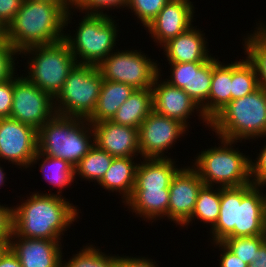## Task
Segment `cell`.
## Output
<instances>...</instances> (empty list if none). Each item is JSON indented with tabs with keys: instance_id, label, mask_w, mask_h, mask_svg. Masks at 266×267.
<instances>
[{
	"instance_id": "cell-1",
	"label": "cell",
	"mask_w": 266,
	"mask_h": 267,
	"mask_svg": "<svg viewBox=\"0 0 266 267\" xmlns=\"http://www.w3.org/2000/svg\"><path fill=\"white\" fill-rule=\"evenodd\" d=\"M262 188L253 183L220 187V213L209 232L213 243L227 237L266 235V193Z\"/></svg>"
},
{
	"instance_id": "cell-2",
	"label": "cell",
	"mask_w": 266,
	"mask_h": 267,
	"mask_svg": "<svg viewBox=\"0 0 266 267\" xmlns=\"http://www.w3.org/2000/svg\"><path fill=\"white\" fill-rule=\"evenodd\" d=\"M71 2L23 0L15 18L5 29V39L19 53L31 46L64 40V28L71 23ZM67 26V27H65Z\"/></svg>"
},
{
	"instance_id": "cell-3",
	"label": "cell",
	"mask_w": 266,
	"mask_h": 267,
	"mask_svg": "<svg viewBox=\"0 0 266 267\" xmlns=\"http://www.w3.org/2000/svg\"><path fill=\"white\" fill-rule=\"evenodd\" d=\"M66 200L51 192H33L12 207V231L25 238L61 241L67 228L80 218L78 207Z\"/></svg>"
},
{
	"instance_id": "cell-4",
	"label": "cell",
	"mask_w": 266,
	"mask_h": 267,
	"mask_svg": "<svg viewBox=\"0 0 266 267\" xmlns=\"http://www.w3.org/2000/svg\"><path fill=\"white\" fill-rule=\"evenodd\" d=\"M209 127L218 138L236 142L266 137V90L259 86L231 100L209 121Z\"/></svg>"
},
{
	"instance_id": "cell-5",
	"label": "cell",
	"mask_w": 266,
	"mask_h": 267,
	"mask_svg": "<svg viewBox=\"0 0 266 267\" xmlns=\"http://www.w3.org/2000/svg\"><path fill=\"white\" fill-rule=\"evenodd\" d=\"M93 145L92 124L87 119L55 114L38 130V151L73 167Z\"/></svg>"
},
{
	"instance_id": "cell-6",
	"label": "cell",
	"mask_w": 266,
	"mask_h": 267,
	"mask_svg": "<svg viewBox=\"0 0 266 267\" xmlns=\"http://www.w3.org/2000/svg\"><path fill=\"white\" fill-rule=\"evenodd\" d=\"M221 145L199 152L192 167L197 171L204 185L218 187H239L250 184L251 157L233 148L237 144L223 138ZM201 153V154H200ZM244 154V155H243ZM218 184V185H217Z\"/></svg>"
},
{
	"instance_id": "cell-7",
	"label": "cell",
	"mask_w": 266,
	"mask_h": 267,
	"mask_svg": "<svg viewBox=\"0 0 266 267\" xmlns=\"http://www.w3.org/2000/svg\"><path fill=\"white\" fill-rule=\"evenodd\" d=\"M83 18V19H82ZM73 36L65 33L64 41L78 64L98 65L116 46L120 31L108 14L85 13ZM116 23V24H115Z\"/></svg>"
},
{
	"instance_id": "cell-8",
	"label": "cell",
	"mask_w": 266,
	"mask_h": 267,
	"mask_svg": "<svg viewBox=\"0 0 266 267\" xmlns=\"http://www.w3.org/2000/svg\"><path fill=\"white\" fill-rule=\"evenodd\" d=\"M23 54L25 57L29 55L30 59L27 60L29 70L25 77L53 98L62 90L70 71L77 64L64 40L28 47L19 53L22 58Z\"/></svg>"
},
{
	"instance_id": "cell-9",
	"label": "cell",
	"mask_w": 266,
	"mask_h": 267,
	"mask_svg": "<svg viewBox=\"0 0 266 267\" xmlns=\"http://www.w3.org/2000/svg\"><path fill=\"white\" fill-rule=\"evenodd\" d=\"M102 82L96 65L77 63L54 98L56 114L88 119L96 108Z\"/></svg>"
},
{
	"instance_id": "cell-10",
	"label": "cell",
	"mask_w": 266,
	"mask_h": 267,
	"mask_svg": "<svg viewBox=\"0 0 266 267\" xmlns=\"http://www.w3.org/2000/svg\"><path fill=\"white\" fill-rule=\"evenodd\" d=\"M141 50H118L103 59L97 68L104 80L121 82L135 89L152 88L160 67Z\"/></svg>"
},
{
	"instance_id": "cell-11",
	"label": "cell",
	"mask_w": 266,
	"mask_h": 267,
	"mask_svg": "<svg viewBox=\"0 0 266 267\" xmlns=\"http://www.w3.org/2000/svg\"><path fill=\"white\" fill-rule=\"evenodd\" d=\"M55 114L54 98L50 94L23 74L20 77L15 75L11 118L39 130Z\"/></svg>"
},
{
	"instance_id": "cell-12",
	"label": "cell",
	"mask_w": 266,
	"mask_h": 267,
	"mask_svg": "<svg viewBox=\"0 0 266 267\" xmlns=\"http://www.w3.org/2000/svg\"><path fill=\"white\" fill-rule=\"evenodd\" d=\"M188 128L180 121L152 111L138 128L141 158H168V151ZM165 155V156H164Z\"/></svg>"
},
{
	"instance_id": "cell-13",
	"label": "cell",
	"mask_w": 266,
	"mask_h": 267,
	"mask_svg": "<svg viewBox=\"0 0 266 267\" xmlns=\"http://www.w3.org/2000/svg\"><path fill=\"white\" fill-rule=\"evenodd\" d=\"M38 152V130L11 117L0 118V161L30 167Z\"/></svg>"
},
{
	"instance_id": "cell-14",
	"label": "cell",
	"mask_w": 266,
	"mask_h": 267,
	"mask_svg": "<svg viewBox=\"0 0 266 267\" xmlns=\"http://www.w3.org/2000/svg\"><path fill=\"white\" fill-rule=\"evenodd\" d=\"M160 71L162 70H159V74L156 76L151 88L153 93V111L180 121L188 129L189 122L187 121L197 111L199 113L197 116L209 128V121L204 117L198 104L183 89L169 84L164 79L163 81L159 80L162 79V77L160 78L162 76Z\"/></svg>"
},
{
	"instance_id": "cell-15",
	"label": "cell",
	"mask_w": 266,
	"mask_h": 267,
	"mask_svg": "<svg viewBox=\"0 0 266 267\" xmlns=\"http://www.w3.org/2000/svg\"><path fill=\"white\" fill-rule=\"evenodd\" d=\"M204 185L191 166L181 167L169 187L168 220L182 226L192 215L198 192Z\"/></svg>"
},
{
	"instance_id": "cell-16",
	"label": "cell",
	"mask_w": 266,
	"mask_h": 267,
	"mask_svg": "<svg viewBox=\"0 0 266 267\" xmlns=\"http://www.w3.org/2000/svg\"><path fill=\"white\" fill-rule=\"evenodd\" d=\"M190 0H170L147 25L153 41L162 46L192 27L194 6Z\"/></svg>"
},
{
	"instance_id": "cell-17",
	"label": "cell",
	"mask_w": 266,
	"mask_h": 267,
	"mask_svg": "<svg viewBox=\"0 0 266 267\" xmlns=\"http://www.w3.org/2000/svg\"><path fill=\"white\" fill-rule=\"evenodd\" d=\"M7 246L22 267H62L63 248L59 240L25 238L12 231Z\"/></svg>"
},
{
	"instance_id": "cell-18",
	"label": "cell",
	"mask_w": 266,
	"mask_h": 267,
	"mask_svg": "<svg viewBox=\"0 0 266 267\" xmlns=\"http://www.w3.org/2000/svg\"><path fill=\"white\" fill-rule=\"evenodd\" d=\"M169 84L183 89L201 107L209 97L212 80V58L206 62L169 63Z\"/></svg>"
},
{
	"instance_id": "cell-19",
	"label": "cell",
	"mask_w": 266,
	"mask_h": 267,
	"mask_svg": "<svg viewBox=\"0 0 266 267\" xmlns=\"http://www.w3.org/2000/svg\"><path fill=\"white\" fill-rule=\"evenodd\" d=\"M92 129L94 144L114 158L141 156L137 128L104 120L93 123Z\"/></svg>"
},
{
	"instance_id": "cell-20",
	"label": "cell",
	"mask_w": 266,
	"mask_h": 267,
	"mask_svg": "<svg viewBox=\"0 0 266 267\" xmlns=\"http://www.w3.org/2000/svg\"><path fill=\"white\" fill-rule=\"evenodd\" d=\"M201 29L190 27L186 32L179 34L162 45L168 63L206 62L213 56L209 54L206 45L208 42ZM206 39V40H205Z\"/></svg>"
},
{
	"instance_id": "cell-21",
	"label": "cell",
	"mask_w": 266,
	"mask_h": 267,
	"mask_svg": "<svg viewBox=\"0 0 266 267\" xmlns=\"http://www.w3.org/2000/svg\"><path fill=\"white\" fill-rule=\"evenodd\" d=\"M212 57V80L208 100L200 107L204 117L210 121L231 101L232 62L225 64Z\"/></svg>"
},
{
	"instance_id": "cell-22",
	"label": "cell",
	"mask_w": 266,
	"mask_h": 267,
	"mask_svg": "<svg viewBox=\"0 0 266 267\" xmlns=\"http://www.w3.org/2000/svg\"><path fill=\"white\" fill-rule=\"evenodd\" d=\"M138 163L134 189H169L172 178L180 169L169 158H143Z\"/></svg>"
},
{
	"instance_id": "cell-23",
	"label": "cell",
	"mask_w": 266,
	"mask_h": 267,
	"mask_svg": "<svg viewBox=\"0 0 266 267\" xmlns=\"http://www.w3.org/2000/svg\"><path fill=\"white\" fill-rule=\"evenodd\" d=\"M124 204L144 221L168 219L169 189H133Z\"/></svg>"
},
{
	"instance_id": "cell-24",
	"label": "cell",
	"mask_w": 266,
	"mask_h": 267,
	"mask_svg": "<svg viewBox=\"0 0 266 267\" xmlns=\"http://www.w3.org/2000/svg\"><path fill=\"white\" fill-rule=\"evenodd\" d=\"M133 160L132 157L113 158L111 166L98 183L108 192H119L123 203L131 197L135 186L138 163Z\"/></svg>"
},
{
	"instance_id": "cell-25",
	"label": "cell",
	"mask_w": 266,
	"mask_h": 267,
	"mask_svg": "<svg viewBox=\"0 0 266 267\" xmlns=\"http://www.w3.org/2000/svg\"><path fill=\"white\" fill-rule=\"evenodd\" d=\"M134 90L131 85L103 79L96 108L87 120L91 124L111 120Z\"/></svg>"
},
{
	"instance_id": "cell-26",
	"label": "cell",
	"mask_w": 266,
	"mask_h": 267,
	"mask_svg": "<svg viewBox=\"0 0 266 267\" xmlns=\"http://www.w3.org/2000/svg\"><path fill=\"white\" fill-rule=\"evenodd\" d=\"M152 111V89H135L131 96L119 107L111 121L138 129Z\"/></svg>"
},
{
	"instance_id": "cell-27",
	"label": "cell",
	"mask_w": 266,
	"mask_h": 267,
	"mask_svg": "<svg viewBox=\"0 0 266 267\" xmlns=\"http://www.w3.org/2000/svg\"><path fill=\"white\" fill-rule=\"evenodd\" d=\"M40 160L39 166L43 175L42 177L45 181L49 182V185L52 184L53 187L58 188L56 195L63 196V189L68 187V185H72L71 183L75 180L74 167L64 159L46 156L38 151L32 159L30 168Z\"/></svg>"
},
{
	"instance_id": "cell-28",
	"label": "cell",
	"mask_w": 266,
	"mask_h": 267,
	"mask_svg": "<svg viewBox=\"0 0 266 267\" xmlns=\"http://www.w3.org/2000/svg\"><path fill=\"white\" fill-rule=\"evenodd\" d=\"M258 24L253 33L243 37L242 45L246 58L255 68L258 85L266 90V24Z\"/></svg>"
},
{
	"instance_id": "cell-29",
	"label": "cell",
	"mask_w": 266,
	"mask_h": 267,
	"mask_svg": "<svg viewBox=\"0 0 266 267\" xmlns=\"http://www.w3.org/2000/svg\"><path fill=\"white\" fill-rule=\"evenodd\" d=\"M220 213V187L203 185L198 192L194 211L191 217L182 225L185 227L195 219L209 224L212 228L218 220Z\"/></svg>"
},
{
	"instance_id": "cell-30",
	"label": "cell",
	"mask_w": 266,
	"mask_h": 267,
	"mask_svg": "<svg viewBox=\"0 0 266 267\" xmlns=\"http://www.w3.org/2000/svg\"><path fill=\"white\" fill-rule=\"evenodd\" d=\"M113 156L105 150L98 148L95 144L89 152L74 167L75 178L99 183L111 166Z\"/></svg>"
},
{
	"instance_id": "cell-31",
	"label": "cell",
	"mask_w": 266,
	"mask_h": 267,
	"mask_svg": "<svg viewBox=\"0 0 266 267\" xmlns=\"http://www.w3.org/2000/svg\"><path fill=\"white\" fill-rule=\"evenodd\" d=\"M259 87L254 66L243 58L232 62L231 100L242 98Z\"/></svg>"
},
{
	"instance_id": "cell-32",
	"label": "cell",
	"mask_w": 266,
	"mask_h": 267,
	"mask_svg": "<svg viewBox=\"0 0 266 267\" xmlns=\"http://www.w3.org/2000/svg\"><path fill=\"white\" fill-rule=\"evenodd\" d=\"M78 254L64 261L62 258V267H117L119 255H106L96 248L93 244L86 245L80 249Z\"/></svg>"
},
{
	"instance_id": "cell-33",
	"label": "cell",
	"mask_w": 266,
	"mask_h": 267,
	"mask_svg": "<svg viewBox=\"0 0 266 267\" xmlns=\"http://www.w3.org/2000/svg\"><path fill=\"white\" fill-rule=\"evenodd\" d=\"M266 241V235L251 237H227L222 243L238 258L250 265L255 261L259 247Z\"/></svg>"
},
{
	"instance_id": "cell-34",
	"label": "cell",
	"mask_w": 266,
	"mask_h": 267,
	"mask_svg": "<svg viewBox=\"0 0 266 267\" xmlns=\"http://www.w3.org/2000/svg\"><path fill=\"white\" fill-rule=\"evenodd\" d=\"M170 0H128L126 8L140 20L145 28Z\"/></svg>"
},
{
	"instance_id": "cell-35",
	"label": "cell",
	"mask_w": 266,
	"mask_h": 267,
	"mask_svg": "<svg viewBox=\"0 0 266 267\" xmlns=\"http://www.w3.org/2000/svg\"><path fill=\"white\" fill-rule=\"evenodd\" d=\"M128 0H71V9L88 14H107L103 11L124 8L127 6ZM75 7V8H74ZM107 8V9H106ZM104 9V10H102ZM85 11V12H84Z\"/></svg>"
},
{
	"instance_id": "cell-36",
	"label": "cell",
	"mask_w": 266,
	"mask_h": 267,
	"mask_svg": "<svg viewBox=\"0 0 266 267\" xmlns=\"http://www.w3.org/2000/svg\"><path fill=\"white\" fill-rule=\"evenodd\" d=\"M15 56H19V52L5 38L0 39V83L11 79L17 74L15 73L17 70L15 68L17 57L15 58Z\"/></svg>"
},
{
	"instance_id": "cell-37",
	"label": "cell",
	"mask_w": 266,
	"mask_h": 267,
	"mask_svg": "<svg viewBox=\"0 0 266 267\" xmlns=\"http://www.w3.org/2000/svg\"><path fill=\"white\" fill-rule=\"evenodd\" d=\"M254 161V162H253ZM250 159V178L256 186H266V145L263 146L256 160Z\"/></svg>"
},
{
	"instance_id": "cell-38",
	"label": "cell",
	"mask_w": 266,
	"mask_h": 267,
	"mask_svg": "<svg viewBox=\"0 0 266 267\" xmlns=\"http://www.w3.org/2000/svg\"><path fill=\"white\" fill-rule=\"evenodd\" d=\"M14 76L0 83V118L10 117L13 101Z\"/></svg>"
},
{
	"instance_id": "cell-39",
	"label": "cell",
	"mask_w": 266,
	"mask_h": 267,
	"mask_svg": "<svg viewBox=\"0 0 266 267\" xmlns=\"http://www.w3.org/2000/svg\"><path fill=\"white\" fill-rule=\"evenodd\" d=\"M22 2L23 0H0V24L5 29L15 18Z\"/></svg>"
},
{
	"instance_id": "cell-40",
	"label": "cell",
	"mask_w": 266,
	"mask_h": 267,
	"mask_svg": "<svg viewBox=\"0 0 266 267\" xmlns=\"http://www.w3.org/2000/svg\"><path fill=\"white\" fill-rule=\"evenodd\" d=\"M6 206L0 204V239L8 245L12 234V207Z\"/></svg>"
},
{
	"instance_id": "cell-41",
	"label": "cell",
	"mask_w": 266,
	"mask_h": 267,
	"mask_svg": "<svg viewBox=\"0 0 266 267\" xmlns=\"http://www.w3.org/2000/svg\"><path fill=\"white\" fill-rule=\"evenodd\" d=\"M214 247L218 246L221 256L219 260L220 267H248V264L242 261L231 250H229L222 242H215ZM216 245V246H215Z\"/></svg>"
},
{
	"instance_id": "cell-42",
	"label": "cell",
	"mask_w": 266,
	"mask_h": 267,
	"mask_svg": "<svg viewBox=\"0 0 266 267\" xmlns=\"http://www.w3.org/2000/svg\"><path fill=\"white\" fill-rule=\"evenodd\" d=\"M117 267H159L158 264L153 262V259L148 257H129L119 256Z\"/></svg>"
},
{
	"instance_id": "cell-43",
	"label": "cell",
	"mask_w": 266,
	"mask_h": 267,
	"mask_svg": "<svg viewBox=\"0 0 266 267\" xmlns=\"http://www.w3.org/2000/svg\"><path fill=\"white\" fill-rule=\"evenodd\" d=\"M0 267H22L18 257L8 246L0 253Z\"/></svg>"
},
{
	"instance_id": "cell-44",
	"label": "cell",
	"mask_w": 266,
	"mask_h": 267,
	"mask_svg": "<svg viewBox=\"0 0 266 267\" xmlns=\"http://www.w3.org/2000/svg\"><path fill=\"white\" fill-rule=\"evenodd\" d=\"M248 267H266V241L259 247L253 261Z\"/></svg>"
},
{
	"instance_id": "cell-45",
	"label": "cell",
	"mask_w": 266,
	"mask_h": 267,
	"mask_svg": "<svg viewBox=\"0 0 266 267\" xmlns=\"http://www.w3.org/2000/svg\"><path fill=\"white\" fill-rule=\"evenodd\" d=\"M5 178H6V175H5V172H4V169L3 167L0 166V186L2 187V185H4L5 183Z\"/></svg>"
},
{
	"instance_id": "cell-46",
	"label": "cell",
	"mask_w": 266,
	"mask_h": 267,
	"mask_svg": "<svg viewBox=\"0 0 266 267\" xmlns=\"http://www.w3.org/2000/svg\"><path fill=\"white\" fill-rule=\"evenodd\" d=\"M28 1L71 2V0H28Z\"/></svg>"
},
{
	"instance_id": "cell-47",
	"label": "cell",
	"mask_w": 266,
	"mask_h": 267,
	"mask_svg": "<svg viewBox=\"0 0 266 267\" xmlns=\"http://www.w3.org/2000/svg\"><path fill=\"white\" fill-rule=\"evenodd\" d=\"M5 38V28L0 24V39Z\"/></svg>"
},
{
	"instance_id": "cell-48",
	"label": "cell",
	"mask_w": 266,
	"mask_h": 267,
	"mask_svg": "<svg viewBox=\"0 0 266 267\" xmlns=\"http://www.w3.org/2000/svg\"><path fill=\"white\" fill-rule=\"evenodd\" d=\"M7 245L0 239V253L5 249Z\"/></svg>"
}]
</instances>
